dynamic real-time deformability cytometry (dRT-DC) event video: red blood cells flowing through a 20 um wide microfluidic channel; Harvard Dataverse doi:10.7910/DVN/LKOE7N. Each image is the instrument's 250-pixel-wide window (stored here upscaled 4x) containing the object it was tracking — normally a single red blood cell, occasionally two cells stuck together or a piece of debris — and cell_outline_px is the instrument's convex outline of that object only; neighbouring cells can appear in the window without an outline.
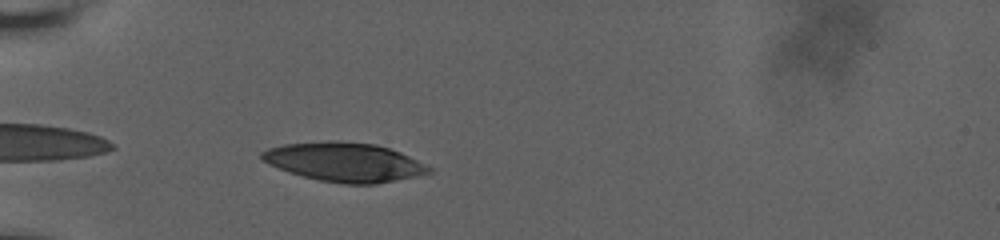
{"species": "human", "species_latin": "Homo sapiens", "temperature_condition": "room temperature", "stored_images_in_passage": 4, "camera_frame_rate_fps": 3000, "um_per_image_px": 0.085, "donor": {"sex": "male"}, "frame": {"image": 1, "passage_image": 1, "time_ms": 0.0, "image_size_px": [1000, 240], "cell_outline_px": [[432, 172], [376, 184], [344, 184], [320, 180], [288, 172], [268, 164], [260, 160], [260, 152], [268, 148], [284, 144], [328, 140], [336, 140], [376, 144], [400, 152], [432, 168]], "centroid_in_image_um": [29.21, 13.76], "position_along_channel_um": 55.8, "area_um2": 37.97}}
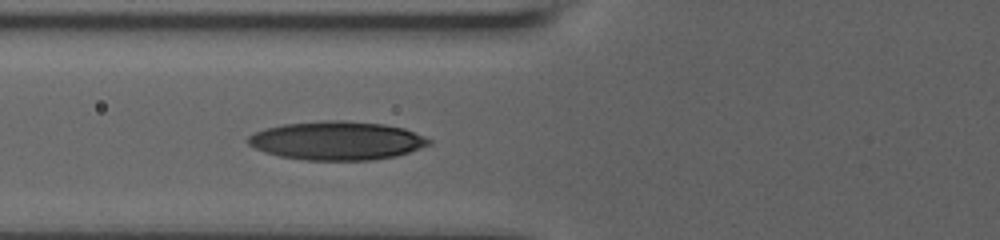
{"frame": {"image": 2, "passage_image": 4, "time_ms": 1.667, "image_size_px": [1000, 240], "cell_outline_px": [[432, 144], [396, 156], [372, 160], [304, 160], [280, 156], [256, 148], [248, 144], [248, 136], [264, 128], [284, 124], [324, 120], [344, 120], [384, 124], [404, 128], [424, 136], [432, 140]], "centroid_in_image_um": [28.66, 11.95], "position_along_channel_um": 97.1, "area_um2": 40.63}}